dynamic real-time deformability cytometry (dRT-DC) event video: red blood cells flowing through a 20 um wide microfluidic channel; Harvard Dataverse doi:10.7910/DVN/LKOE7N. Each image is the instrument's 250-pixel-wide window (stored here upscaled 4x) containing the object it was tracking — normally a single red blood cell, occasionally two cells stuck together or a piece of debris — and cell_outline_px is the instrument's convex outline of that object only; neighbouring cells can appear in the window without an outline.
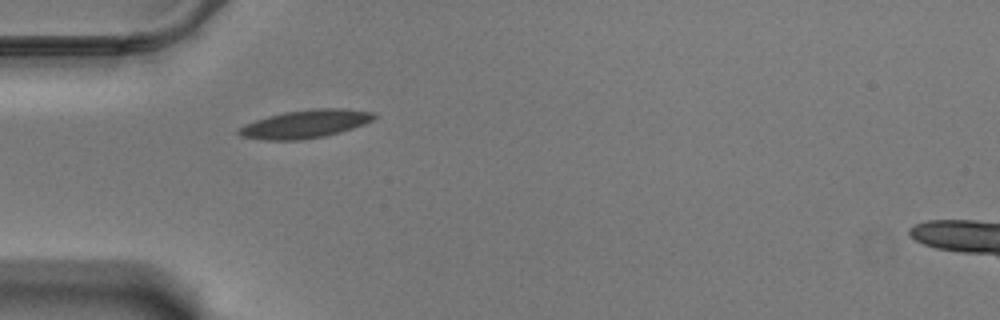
{"species": "Egyptian fruit bat (a non-hibernating species)", "species_latin": "Rousettus aegyptiacus", "temperature_condition": "warm", "stored_images_in_passage": 42, "camera_frame_rate_fps": 3000, "um_per_image_px": 0.085, "animal": {"sex": "male"}, "frame": {"image": 1, "passage_image": 1, "time_ms": 0.0, "image_size_px": [1000, 320], "cell_outline_px": [[376, 116], [372, 120], [364, 124], [340, 132], [324, 136], [300, 140], [264, 140], [240, 136], [236, 132], [244, 124], [268, 116], [284, 112], [312, 108], [344, 108], [376, 112]], "centroid_in_image_um": [25.96, 10.53], "position_along_channel_um": 59.0, "area_um2": 22.25}}
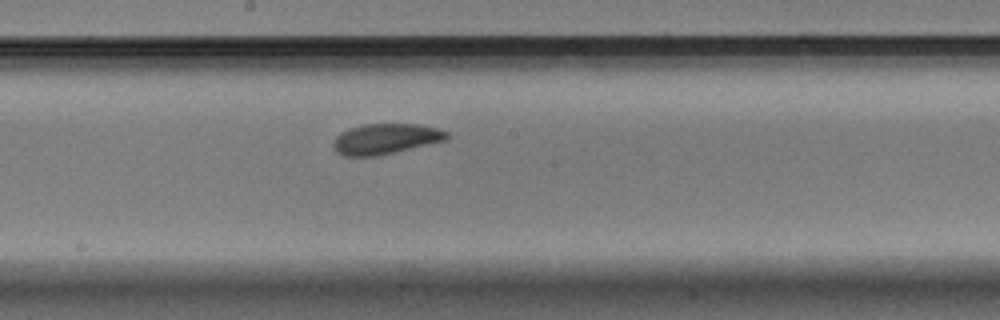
{"frame": {"image": 2, "passage_image": 15, "time_ms": 4.667, "image_size_px": [1000, 320], "cell_outline_px": [[448, 136], [444, 140], [428, 144], [376, 156], [344, 156], [336, 152], [332, 144], [336, 136], [340, 132], [348, 128], [364, 124], [416, 124], [436, 128], [448, 132]], "centroid_in_image_um": [32.7, 11.8], "position_along_channel_um": 215.5, "area_um2": 19.94}}
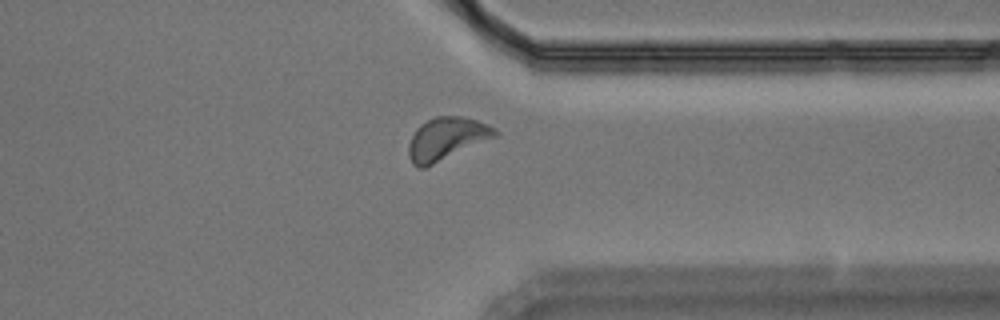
{"frame": {"image": 3, "passage_image": 29, "time_ms": 9.333, "image_size_px": [1000, 320], "cell_outline_px": [[500, 132], [496, 136], [424, 168], [416, 168], [412, 164], [408, 156], [408, 144], [416, 128], [420, 124], [436, 116], [460, 116], [476, 120], [488, 124], [496, 128]], "centroid_in_image_um": [37.93, 11.79], "position_along_channel_um": 373.5, "area_um2": 21.33}, "authors_computed_cell_mechanics": {"area_um2": 19.941, "velocity_mm_per_s": 3.4334, "shape_relaxation_time_tau1_ms": 4.662, "shape_relaxation_time_tau2_ms": 3.3758, "deformation_change_tau1": 0.1285, "deformation_change_tau2": 0.0868}}